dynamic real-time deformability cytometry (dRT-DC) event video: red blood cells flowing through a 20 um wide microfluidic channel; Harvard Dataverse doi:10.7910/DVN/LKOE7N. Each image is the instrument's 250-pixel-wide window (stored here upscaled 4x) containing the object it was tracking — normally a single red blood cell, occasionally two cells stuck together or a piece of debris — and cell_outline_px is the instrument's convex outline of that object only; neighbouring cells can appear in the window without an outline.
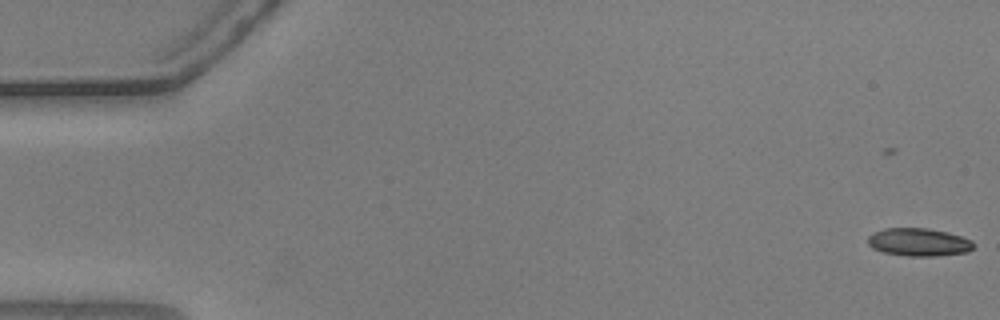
{"species": "common noctule bat (a hibernating species)", "species_latin": "Nyctalus noctula", "temperature_condition": "warm", "stored_images_in_passage": 9, "camera_frame_rate_fps": 3000, "um_per_image_px": 0.085, "animal": {"sex": "male", "body_mass_g": 20.5, "forearm_length_mm": 52.5}, "frame": {"image": 1, "passage_image": 1, "time_ms": 0.0, "image_size_px": [1000, 320], "cell_outline_px": [[976, 244], [968, 252], [936, 256], [908, 256], [884, 252], [872, 248], [868, 244], [868, 236], [884, 228], [928, 228], [948, 232], [972, 240]], "centroid_in_image_um": [78.12, 20.58], "position_along_channel_um": 6.9, "area_um2": 17.22}}